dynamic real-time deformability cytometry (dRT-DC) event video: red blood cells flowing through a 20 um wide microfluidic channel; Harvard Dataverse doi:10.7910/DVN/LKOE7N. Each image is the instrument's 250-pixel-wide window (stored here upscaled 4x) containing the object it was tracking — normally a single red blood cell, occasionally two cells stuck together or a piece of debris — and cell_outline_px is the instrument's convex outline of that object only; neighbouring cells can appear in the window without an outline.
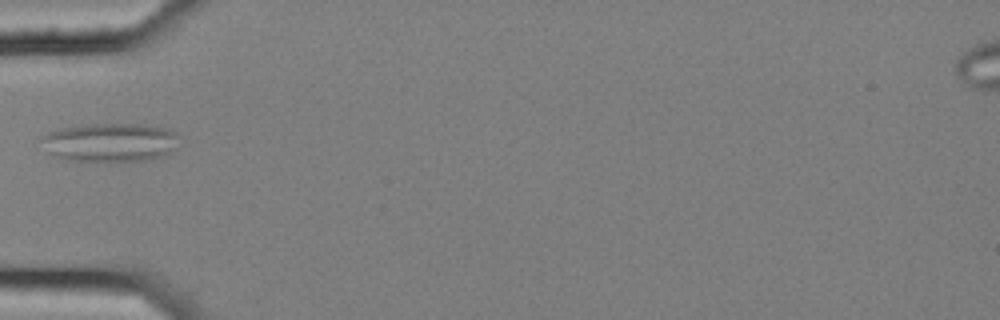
{"species": "common noctule bat (a hibernating species)", "species_latin": "Nyctalus noctula", "temperature_condition": "cold", "stored_images_in_passage": 5, "camera_frame_rate_fps": 3000, "um_per_image_px": 0.085, "animal": {"sex": "female", "body_mass_g": 25.1}, "frame": {"image": 1, "passage_image": 4, "time_ms": 1.0, "image_size_px": [1000, 320], "cell_outline_px": [[180, 136], [176, 148], [172, 152], [164, 156], [144, 160], [64, 160], [48, 152], [36, 140], [40, 136], [48, 132], [60, 128], [88, 124], [140, 124], [168, 128], [176, 132]], "centroid_in_image_um": [9.35, 12.08], "position_along_channel_um": 75.7, "area_um2": 31.39}}